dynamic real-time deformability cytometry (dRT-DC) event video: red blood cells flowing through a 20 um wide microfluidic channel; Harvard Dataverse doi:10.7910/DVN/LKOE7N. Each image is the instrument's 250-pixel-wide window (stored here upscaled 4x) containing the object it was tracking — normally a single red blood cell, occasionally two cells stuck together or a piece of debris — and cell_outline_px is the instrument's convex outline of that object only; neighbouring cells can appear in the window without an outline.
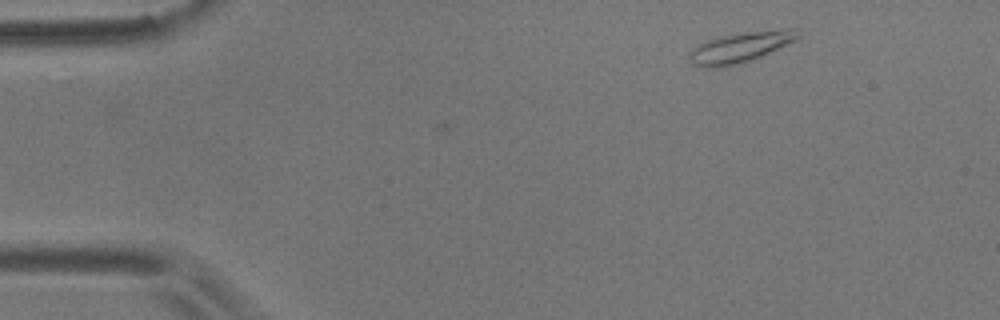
{"species": "common noctule bat (a hibernating species)", "species_latin": "Nyctalus noctula", "temperature_condition": "room temperature", "stored_images_in_passage": 3, "camera_frame_rate_fps": 3000, "um_per_image_px": 0.085, "animal": {"sex": "male", "body_mass_g": 17.9}, "frame": {"image": 1, "passage_image": 3, "time_ms": 0.667, "image_size_px": [1000, 320], "cell_outline_px": [[800, 36], [796, 40], [788, 44], [760, 56], [736, 64], [720, 68], [700, 68], [692, 64], [688, 56], [688, 52], [700, 44], [716, 36], [744, 32], [788, 28], [800, 28]], "centroid_in_image_um": [62.92, 4.01], "position_along_channel_um": 22.1, "area_um2": 19.42}}